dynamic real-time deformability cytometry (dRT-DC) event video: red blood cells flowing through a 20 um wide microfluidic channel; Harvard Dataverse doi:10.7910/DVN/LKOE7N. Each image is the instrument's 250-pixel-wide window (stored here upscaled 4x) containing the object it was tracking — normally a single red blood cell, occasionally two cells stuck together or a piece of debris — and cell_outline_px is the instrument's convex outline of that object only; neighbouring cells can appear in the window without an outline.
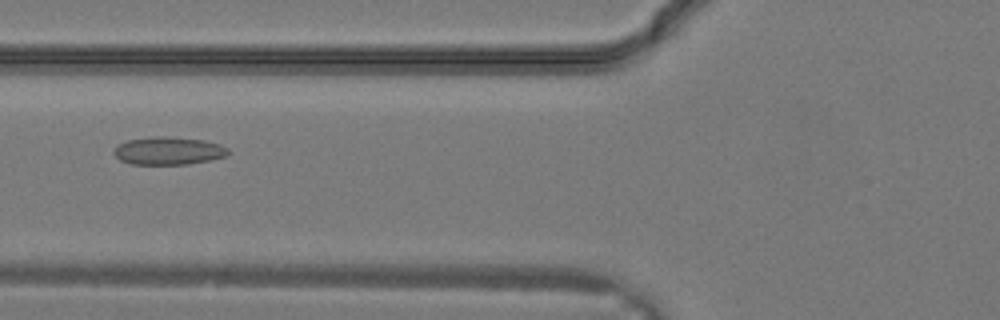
{"species": "common noctule bat (a hibernating species)", "species_latin": "Nyctalus noctula", "temperature_condition": "warm", "stored_images_in_passage": 32, "camera_frame_rate_fps": 3000, "um_per_image_px": 0.085, "animal": {"sex": "male", "body_mass_g": 19.2, "forearm_length_mm": 51.8}, "frame": {"image": 1, "passage_image": 13, "time_ms": 4.0, "image_size_px": [1000, 320], "cell_outline_px": [[228, 156], [212, 160], [188, 164], [132, 164], [120, 160], [112, 152], [116, 144], [128, 140], [156, 136], [164, 136], [204, 140], [220, 144], [228, 148]], "centroid_in_image_um": [14.32, 12.82], "position_along_channel_um": 111.5, "area_um2": 18.67}}
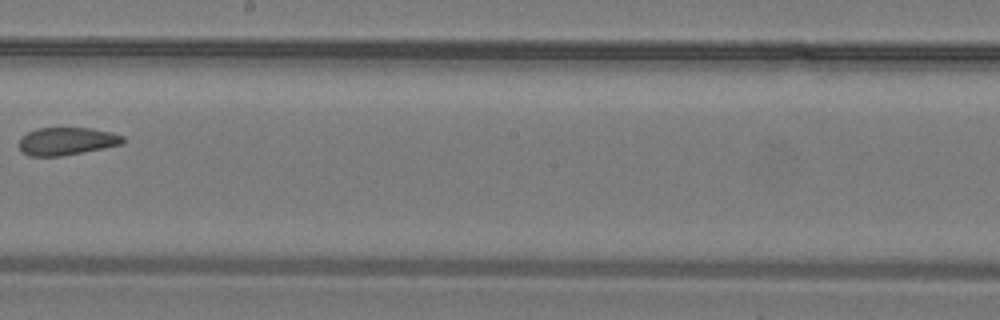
{"frame": {"image": 2, "passage_image": 19, "time_ms": 6.0, "image_size_px": [1000, 320], "cell_outline_px": [[124, 144], [104, 148], [60, 156], [28, 156], [20, 148], [20, 136], [36, 128], [92, 128], [112, 132], [124, 136]], "centroid_in_image_um": [5.69, 11.99], "position_along_channel_um": 242.5, "area_um2": 16.82}}
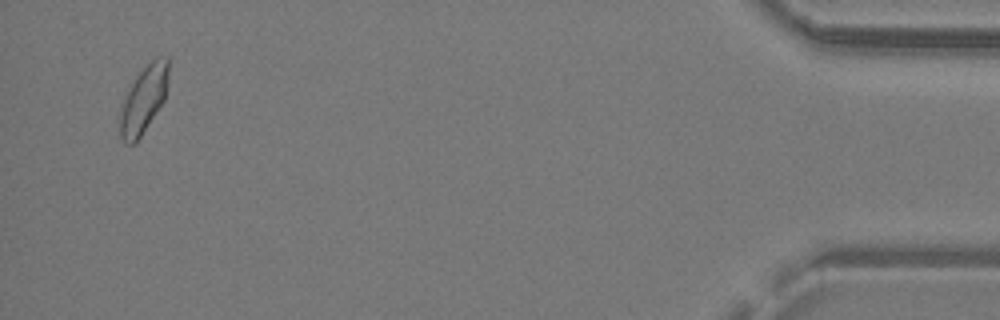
{"frame": {"image": 3, "passage_image": 31, "time_ms": 10.0, "image_size_px": [1000, 320], "cell_outline_px": [[168, 84], [164, 100], [136, 144], [124, 144], [120, 136], [120, 112], [124, 92], [136, 76], [156, 56], [168, 56]], "centroid_in_image_um": [12.19, 8.46], "position_along_channel_um": 423.0, "area_um2": 19.25}}